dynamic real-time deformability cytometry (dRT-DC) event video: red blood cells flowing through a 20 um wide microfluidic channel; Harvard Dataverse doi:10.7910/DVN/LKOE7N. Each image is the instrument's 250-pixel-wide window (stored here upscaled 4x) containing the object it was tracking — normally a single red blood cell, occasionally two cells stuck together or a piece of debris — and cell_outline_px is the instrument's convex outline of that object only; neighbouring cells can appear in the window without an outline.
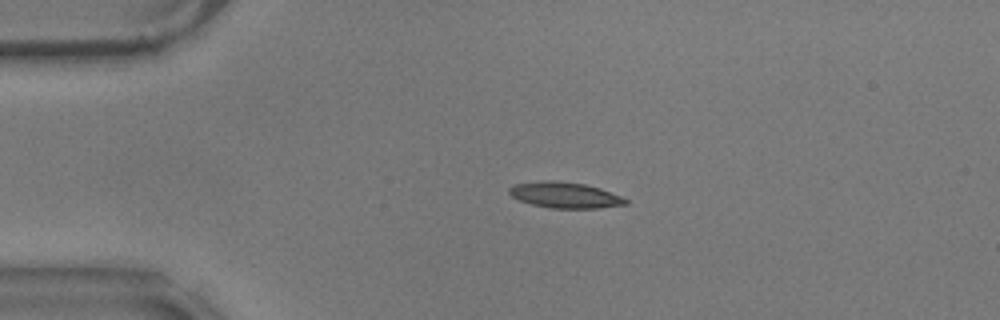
{"species": "common noctule bat (a hibernating species)", "species_latin": "Nyctalus noctula", "temperature_condition": "warm", "stored_images_in_passage": 45, "camera_frame_rate_fps": 3000, "um_per_image_px": 0.085, "animal": {"sex": "male", "body_mass_g": 17.9}, "frame": {"image": 1, "passage_image": 1, "time_ms": 0.0, "image_size_px": [1000, 320], "cell_outline_px": [[628, 204], [596, 208], [552, 208], [532, 204], [520, 200], [512, 196], [508, 192], [508, 188], [516, 184], [540, 180], [556, 180], [584, 184], [600, 188], [620, 196], [628, 200]], "centroid_in_image_um": [48.0, 16.57], "position_along_channel_um": 37.0, "area_um2": 17.46}}
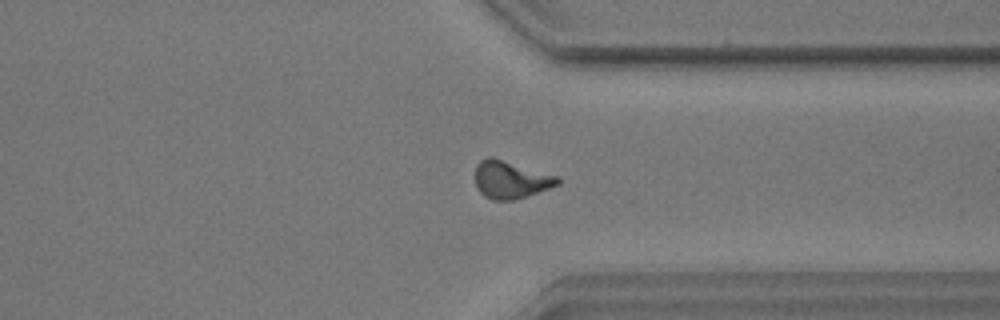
{"frame": {"image": 2, "passage_image": 32, "time_ms": 10.333, "image_size_px": [1000, 320], "cell_outline_px": [[560, 184], [512, 200], [492, 200], [484, 196], [476, 188], [476, 164], [480, 160], [488, 156], [492, 156], [560, 176]], "centroid_in_image_um": [43.4, 15.24], "position_along_channel_um": 368.0, "area_um2": 18.15}}
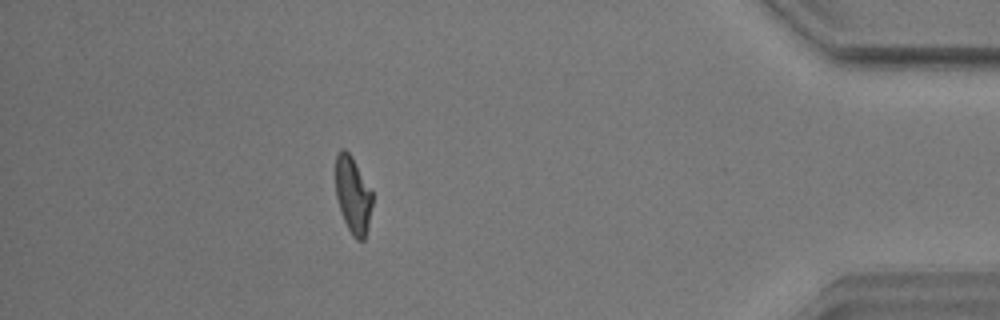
{"frame": {"image": 3, "passage_image": 39, "time_ms": 12.667, "image_size_px": [1000, 320], "cell_outline_px": [[372, 204], [368, 224], [364, 240], [356, 240], [352, 236], [344, 220], [336, 196], [336, 156], [340, 148], [344, 148], [352, 156], [372, 192]], "centroid_in_image_um": [29.99, 16.56], "position_along_channel_um": 405.2, "area_um2": 16.24}, "authors_computed_cell_mechanics": {"area_um2": 17.2822, "velocity_mm_per_s": 3.5428, "shape_relaxation_time_tau1_ms": null, "shape_relaxation_time_tau2_ms": 2.7201, "deformation_change_tau1": null, "deformation_change_tau2": 0.1095}}